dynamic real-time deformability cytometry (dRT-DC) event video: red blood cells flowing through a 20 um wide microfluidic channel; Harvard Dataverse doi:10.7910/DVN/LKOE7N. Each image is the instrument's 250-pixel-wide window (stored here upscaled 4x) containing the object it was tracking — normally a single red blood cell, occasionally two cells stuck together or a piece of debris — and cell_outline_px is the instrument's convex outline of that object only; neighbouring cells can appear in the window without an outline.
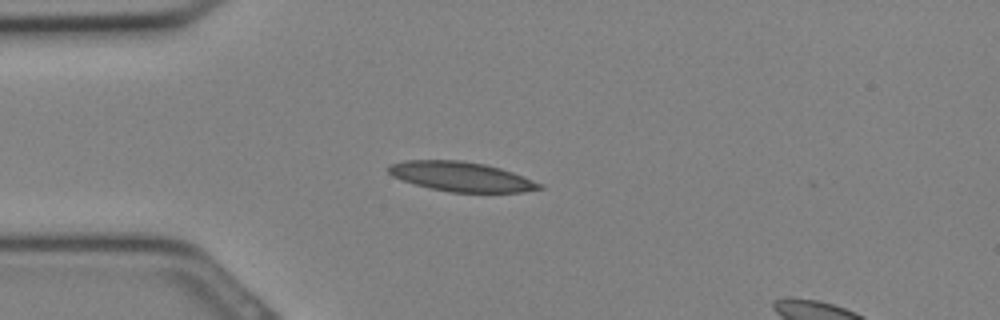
{"species": "Egyptian fruit bat (a non-hibernating species)", "species_latin": "Rousettus aegyptiacus", "temperature_condition": "cold", "stored_images_in_passage": 10, "camera_frame_rate_fps": 3000, "um_per_image_px": 0.085, "animal": {"sex": "female"}, "frame": {"image": 1, "passage_image": 1, "time_ms": 0.0, "image_size_px": [1000, 320], "cell_outline_px": [[544, 188], [520, 192], [452, 192], [428, 188], [392, 176], [384, 168], [388, 164], [404, 160], [460, 160], [484, 164], [500, 168], [524, 176], [544, 184]], "centroid_in_image_um": [39.18, 15.0], "position_along_channel_um": 45.8, "area_um2": 26.13}}
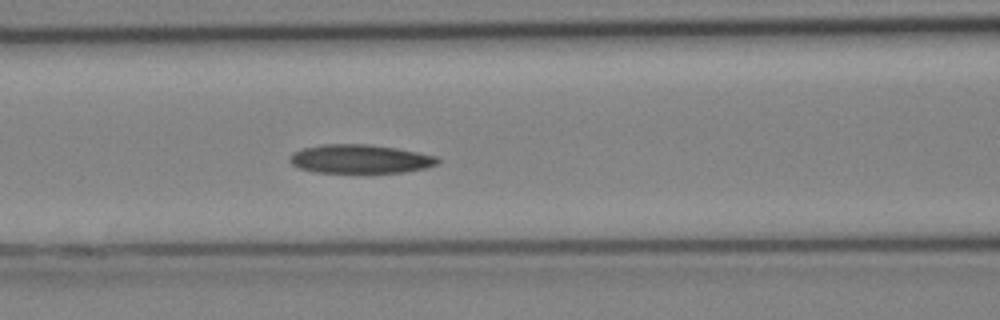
{"frame": {"image": 2, "passage_image": 6, "time_ms": 1.667, "image_size_px": [1000, 320], "cell_outline_px": [[440, 160], [436, 164], [424, 168], [400, 172], [316, 172], [300, 168], [292, 164], [288, 160], [288, 156], [292, 152], [304, 148], [324, 144], [368, 144], [396, 148], [436, 156]], "centroid_in_image_um": [30.56, 13.5], "position_along_channel_um": 136.0, "area_um2": 24.51}}
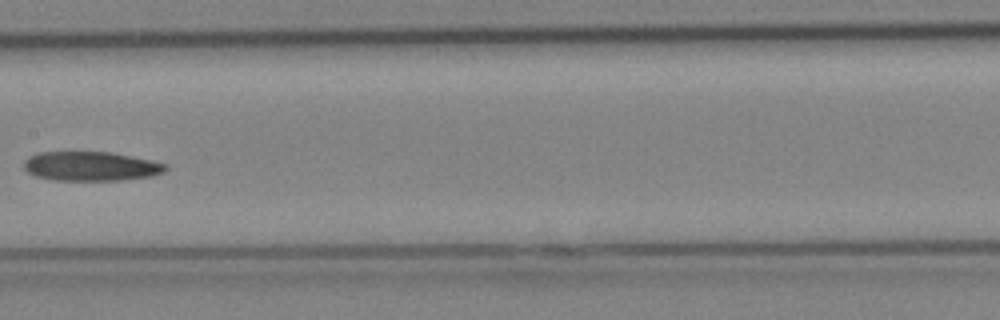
{"frame": {"image": 3, "passage_image": 9, "time_ms": 2.667, "image_size_px": [1000, 320], "cell_outline_px": [[168, 168], [164, 172], [152, 176], [120, 180], [56, 180], [36, 176], [28, 172], [24, 168], [24, 160], [28, 156], [40, 152], [112, 152], [152, 160], [168, 164]], "centroid_in_image_um": [7.75, 14.12], "position_along_channel_um": 199.6, "area_um2": 24.28}}